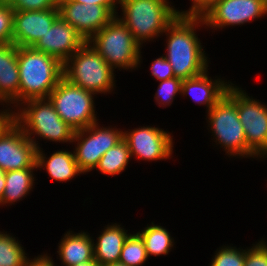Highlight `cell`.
I'll return each instance as SVG.
<instances>
[{"label":"cell","instance_id":"cell-10","mask_svg":"<svg viewBox=\"0 0 267 266\" xmlns=\"http://www.w3.org/2000/svg\"><path fill=\"white\" fill-rule=\"evenodd\" d=\"M36 147L9 116L0 114V169L37 168Z\"/></svg>","mask_w":267,"mask_h":266},{"label":"cell","instance_id":"cell-34","mask_svg":"<svg viewBox=\"0 0 267 266\" xmlns=\"http://www.w3.org/2000/svg\"><path fill=\"white\" fill-rule=\"evenodd\" d=\"M50 255L47 252H43L33 259L30 257L27 259L25 266H57Z\"/></svg>","mask_w":267,"mask_h":266},{"label":"cell","instance_id":"cell-6","mask_svg":"<svg viewBox=\"0 0 267 266\" xmlns=\"http://www.w3.org/2000/svg\"><path fill=\"white\" fill-rule=\"evenodd\" d=\"M115 71L141 67V46L116 16L87 41Z\"/></svg>","mask_w":267,"mask_h":266},{"label":"cell","instance_id":"cell-25","mask_svg":"<svg viewBox=\"0 0 267 266\" xmlns=\"http://www.w3.org/2000/svg\"><path fill=\"white\" fill-rule=\"evenodd\" d=\"M28 255L18 237L0 231V266H25Z\"/></svg>","mask_w":267,"mask_h":266},{"label":"cell","instance_id":"cell-20","mask_svg":"<svg viewBox=\"0 0 267 266\" xmlns=\"http://www.w3.org/2000/svg\"><path fill=\"white\" fill-rule=\"evenodd\" d=\"M125 226L119 223L105 225L96 240L93 239L94 260L100 265L119 262L123 244L129 236Z\"/></svg>","mask_w":267,"mask_h":266},{"label":"cell","instance_id":"cell-16","mask_svg":"<svg viewBox=\"0 0 267 266\" xmlns=\"http://www.w3.org/2000/svg\"><path fill=\"white\" fill-rule=\"evenodd\" d=\"M58 17V8L42 11H14L13 44L17 47H33Z\"/></svg>","mask_w":267,"mask_h":266},{"label":"cell","instance_id":"cell-9","mask_svg":"<svg viewBox=\"0 0 267 266\" xmlns=\"http://www.w3.org/2000/svg\"><path fill=\"white\" fill-rule=\"evenodd\" d=\"M100 125L97 121L87 128L74 132L71 144L75 145V149L73 148L75 160L83 174L95 170L104 153L123 139L122 129L116 126L112 128V125L106 127Z\"/></svg>","mask_w":267,"mask_h":266},{"label":"cell","instance_id":"cell-32","mask_svg":"<svg viewBox=\"0 0 267 266\" xmlns=\"http://www.w3.org/2000/svg\"><path fill=\"white\" fill-rule=\"evenodd\" d=\"M150 75L156 81H163L175 77L173 69L169 61L163 56H159L151 62Z\"/></svg>","mask_w":267,"mask_h":266},{"label":"cell","instance_id":"cell-24","mask_svg":"<svg viewBox=\"0 0 267 266\" xmlns=\"http://www.w3.org/2000/svg\"><path fill=\"white\" fill-rule=\"evenodd\" d=\"M131 159L132 156L127 142L122 139L104 153L95 170L113 177L125 171Z\"/></svg>","mask_w":267,"mask_h":266},{"label":"cell","instance_id":"cell-30","mask_svg":"<svg viewBox=\"0 0 267 266\" xmlns=\"http://www.w3.org/2000/svg\"><path fill=\"white\" fill-rule=\"evenodd\" d=\"M264 239L246 247L244 266H267V240Z\"/></svg>","mask_w":267,"mask_h":266},{"label":"cell","instance_id":"cell-14","mask_svg":"<svg viewBox=\"0 0 267 266\" xmlns=\"http://www.w3.org/2000/svg\"><path fill=\"white\" fill-rule=\"evenodd\" d=\"M59 16L88 41L115 16L102 5L65 0L58 4Z\"/></svg>","mask_w":267,"mask_h":266},{"label":"cell","instance_id":"cell-37","mask_svg":"<svg viewBox=\"0 0 267 266\" xmlns=\"http://www.w3.org/2000/svg\"><path fill=\"white\" fill-rule=\"evenodd\" d=\"M72 266H100V265L93 259L92 261H87V262L75 264Z\"/></svg>","mask_w":267,"mask_h":266},{"label":"cell","instance_id":"cell-29","mask_svg":"<svg viewBox=\"0 0 267 266\" xmlns=\"http://www.w3.org/2000/svg\"><path fill=\"white\" fill-rule=\"evenodd\" d=\"M13 16L11 6L0 0V45L13 43Z\"/></svg>","mask_w":267,"mask_h":266},{"label":"cell","instance_id":"cell-18","mask_svg":"<svg viewBox=\"0 0 267 266\" xmlns=\"http://www.w3.org/2000/svg\"><path fill=\"white\" fill-rule=\"evenodd\" d=\"M208 69L201 75L182 81L181 95L191 96L193 102L203 105L210 111L215 104L225 95L232 81L222 79L220 76L211 78ZM217 78V79H216ZM226 81V82H225Z\"/></svg>","mask_w":267,"mask_h":266},{"label":"cell","instance_id":"cell-17","mask_svg":"<svg viewBox=\"0 0 267 266\" xmlns=\"http://www.w3.org/2000/svg\"><path fill=\"white\" fill-rule=\"evenodd\" d=\"M17 57L18 47L15 44L0 45V105H3L0 114L2 115H10L19 106L20 77Z\"/></svg>","mask_w":267,"mask_h":266},{"label":"cell","instance_id":"cell-5","mask_svg":"<svg viewBox=\"0 0 267 266\" xmlns=\"http://www.w3.org/2000/svg\"><path fill=\"white\" fill-rule=\"evenodd\" d=\"M19 105L31 99H48L63 77V64L33 47H18Z\"/></svg>","mask_w":267,"mask_h":266},{"label":"cell","instance_id":"cell-33","mask_svg":"<svg viewBox=\"0 0 267 266\" xmlns=\"http://www.w3.org/2000/svg\"><path fill=\"white\" fill-rule=\"evenodd\" d=\"M191 6L188 10H178L179 15L201 16L217 0H190Z\"/></svg>","mask_w":267,"mask_h":266},{"label":"cell","instance_id":"cell-22","mask_svg":"<svg viewBox=\"0 0 267 266\" xmlns=\"http://www.w3.org/2000/svg\"><path fill=\"white\" fill-rule=\"evenodd\" d=\"M35 170L37 168H24L19 170L8 171L5 174V189L0 201V207L12 206L24 200L34 189Z\"/></svg>","mask_w":267,"mask_h":266},{"label":"cell","instance_id":"cell-1","mask_svg":"<svg viewBox=\"0 0 267 266\" xmlns=\"http://www.w3.org/2000/svg\"><path fill=\"white\" fill-rule=\"evenodd\" d=\"M203 26L201 16L178 15L162 34L166 35V54L163 56L171 64L176 78H193L208 69L210 60L196 30Z\"/></svg>","mask_w":267,"mask_h":266},{"label":"cell","instance_id":"cell-27","mask_svg":"<svg viewBox=\"0 0 267 266\" xmlns=\"http://www.w3.org/2000/svg\"><path fill=\"white\" fill-rule=\"evenodd\" d=\"M223 245L216 249L209 266H244L246 249Z\"/></svg>","mask_w":267,"mask_h":266},{"label":"cell","instance_id":"cell-26","mask_svg":"<svg viewBox=\"0 0 267 266\" xmlns=\"http://www.w3.org/2000/svg\"><path fill=\"white\" fill-rule=\"evenodd\" d=\"M148 261L145 244L141 236L136 232L126 238L119 262L126 266H143Z\"/></svg>","mask_w":267,"mask_h":266},{"label":"cell","instance_id":"cell-12","mask_svg":"<svg viewBox=\"0 0 267 266\" xmlns=\"http://www.w3.org/2000/svg\"><path fill=\"white\" fill-rule=\"evenodd\" d=\"M237 110L247 146L260 158H267V104L249 96L237 86Z\"/></svg>","mask_w":267,"mask_h":266},{"label":"cell","instance_id":"cell-19","mask_svg":"<svg viewBox=\"0 0 267 266\" xmlns=\"http://www.w3.org/2000/svg\"><path fill=\"white\" fill-rule=\"evenodd\" d=\"M44 151L42 147L36 151L37 170H46L48 176L56 182L67 183L83 174L78 168L72 150H55L50 156L46 155Z\"/></svg>","mask_w":267,"mask_h":266},{"label":"cell","instance_id":"cell-11","mask_svg":"<svg viewBox=\"0 0 267 266\" xmlns=\"http://www.w3.org/2000/svg\"><path fill=\"white\" fill-rule=\"evenodd\" d=\"M267 15V0H217L201 17L205 29H219L242 26ZM209 28V29H208Z\"/></svg>","mask_w":267,"mask_h":266},{"label":"cell","instance_id":"cell-3","mask_svg":"<svg viewBox=\"0 0 267 266\" xmlns=\"http://www.w3.org/2000/svg\"><path fill=\"white\" fill-rule=\"evenodd\" d=\"M173 5V6H172ZM169 0H119L121 14L116 17L141 45L154 42L178 17V9ZM176 8V9H175Z\"/></svg>","mask_w":267,"mask_h":266},{"label":"cell","instance_id":"cell-7","mask_svg":"<svg viewBox=\"0 0 267 266\" xmlns=\"http://www.w3.org/2000/svg\"><path fill=\"white\" fill-rule=\"evenodd\" d=\"M114 72L88 42L63 64L65 79L96 95L115 93L117 80Z\"/></svg>","mask_w":267,"mask_h":266},{"label":"cell","instance_id":"cell-4","mask_svg":"<svg viewBox=\"0 0 267 266\" xmlns=\"http://www.w3.org/2000/svg\"><path fill=\"white\" fill-rule=\"evenodd\" d=\"M9 116L35 144L36 149L41 148L37 140L72 143L75 130L61 119L49 99L25 101Z\"/></svg>","mask_w":267,"mask_h":266},{"label":"cell","instance_id":"cell-35","mask_svg":"<svg viewBox=\"0 0 267 266\" xmlns=\"http://www.w3.org/2000/svg\"><path fill=\"white\" fill-rule=\"evenodd\" d=\"M81 4H97L105 6L114 16L118 13V3L119 0H70Z\"/></svg>","mask_w":267,"mask_h":266},{"label":"cell","instance_id":"cell-21","mask_svg":"<svg viewBox=\"0 0 267 266\" xmlns=\"http://www.w3.org/2000/svg\"><path fill=\"white\" fill-rule=\"evenodd\" d=\"M87 231H66L59 245H57V258L62 266H72L94 259L93 238Z\"/></svg>","mask_w":267,"mask_h":266},{"label":"cell","instance_id":"cell-8","mask_svg":"<svg viewBox=\"0 0 267 266\" xmlns=\"http://www.w3.org/2000/svg\"><path fill=\"white\" fill-rule=\"evenodd\" d=\"M96 94L87 91L62 77L49 94L58 115L75 131L97 122Z\"/></svg>","mask_w":267,"mask_h":266},{"label":"cell","instance_id":"cell-28","mask_svg":"<svg viewBox=\"0 0 267 266\" xmlns=\"http://www.w3.org/2000/svg\"><path fill=\"white\" fill-rule=\"evenodd\" d=\"M182 81V79L176 77L159 81L157 91L154 94L156 105L160 108L171 106L175 100V96L181 94Z\"/></svg>","mask_w":267,"mask_h":266},{"label":"cell","instance_id":"cell-23","mask_svg":"<svg viewBox=\"0 0 267 266\" xmlns=\"http://www.w3.org/2000/svg\"><path fill=\"white\" fill-rule=\"evenodd\" d=\"M151 223L137 232L144 241L148 258L168 255L176 245L174 237L164 226L157 225L153 221Z\"/></svg>","mask_w":267,"mask_h":266},{"label":"cell","instance_id":"cell-2","mask_svg":"<svg viewBox=\"0 0 267 266\" xmlns=\"http://www.w3.org/2000/svg\"><path fill=\"white\" fill-rule=\"evenodd\" d=\"M207 130L225 155L236 158H260L247 146L237 110V85L231 84L225 95L206 113ZM208 118V119H207Z\"/></svg>","mask_w":267,"mask_h":266},{"label":"cell","instance_id":"cell-39","mask_svg":"<svg viewBox=\"0 0 267 266\" xmlns=\"http://www.w3.org/2000/svg\"><path fill=\"white\" fill-rule=\"evenodd\" d=\"M62 1H65V0H55V2H56L57 4H59V3L62 2Z\"/></svg>","mask_w":267,"mask_h":266},{"label":"cell","instance_id":"cell-15","mask_svg":"<svg viewBox=\"0 0 267 266\" xmlns=\"http://www.w3.org/2000/svg\"><path fill=\"white\" fill-rule=\"evenodd\" d=\"M86 42L74 27L59 16L33 48L64 64Z\"/></svg>","mask_w":267,"mask_h":266},{"label":"cell","instance_id":"cell-31","mask_svg":"<svg viewBox=\"0 0 267 266\" xmlns=\"http://www.w3.org/2000/svg\"><path fill=\"white\" fill-rule=\"evenodd\" d=\"M14 11H42L58 8L55 0H5Z\"/></svg>","mask_w":267,"mask_h":266},{"label":"cell","instance_id":"cell-13","mask_svg":"<svg viewBox=\"0 0 267 266\" xmlns=\"http://www.w3.org/2000/svg\"><path fill=\"white\" fill-rule=\"evenodd\" d=\"M123 139L127 142L133 159L139 161H161L173 158V134L162 128L139 126L134 129H123Z\"/></svg>","mask_w":267,"mask_h":266},{"label":"cell","instance_id":"cell-38","mask_svg":"<svg viewBox=\"0 0 267 266\" xmlns=\"http://www.w3.org/2000/svg\"><path fill=\"white\" fill-rule=\"evenodd\" d=\"M105 266H126V265H124V264H122L120 262H115V263L107 264Z\"/></svg>","mask_w":267,"mask_h":266},{"label":"cell","instance_id":"cell-36","mask_svg":"<svg viewBox=\"0 0 267 266\" xmlns=\"http://www.w3.org/2000/svg\"><path fill=\"white\" fill-rule=\"evenodd\" d=\"M5 174L6 172L0 169V201L2 200V195L5 189Z\"/></svg>","mask_w":267,"mask_h":266}]
</instances>
